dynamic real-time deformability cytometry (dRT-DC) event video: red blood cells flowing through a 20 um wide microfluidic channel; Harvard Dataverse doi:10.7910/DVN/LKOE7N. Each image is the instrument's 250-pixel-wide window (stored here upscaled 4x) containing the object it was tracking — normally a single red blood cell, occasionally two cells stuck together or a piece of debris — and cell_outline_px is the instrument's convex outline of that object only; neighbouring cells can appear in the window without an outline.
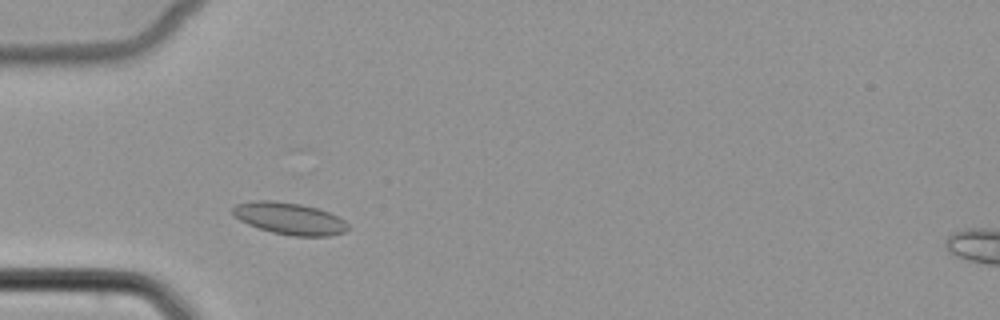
{"species": "common noctule bat (a hibernating species)", "species_latin": "Nyctalus noctula", "temperature_condition": "cold", "stored_images_in_passage": 42, "camera_frame_rate_fps": 3000, "um_per_image_px": 0.085, "animal": {"sex": "female", "body_mass_g": 22.7, "forearm_length_mm": 54.2}, "frame": {"image": 1, "passage_image": 6, "time_ms": 1.667, "image_size_px": [1000, 320], "cell_outline_px": [[348, 228], [344, 232], [328, 236], [292, 236], [272, 232], [248, 224], [240, 220], [232, 212], [232, 208], [236, 204], [256, 200], [272, 200], [300, 204], [320, 208], [344, 220], [348, 224]], "centroid_in_image_um": [24.61, 18.57], "position_along_channel_um": 60.4, "area_um2": 21.33}}
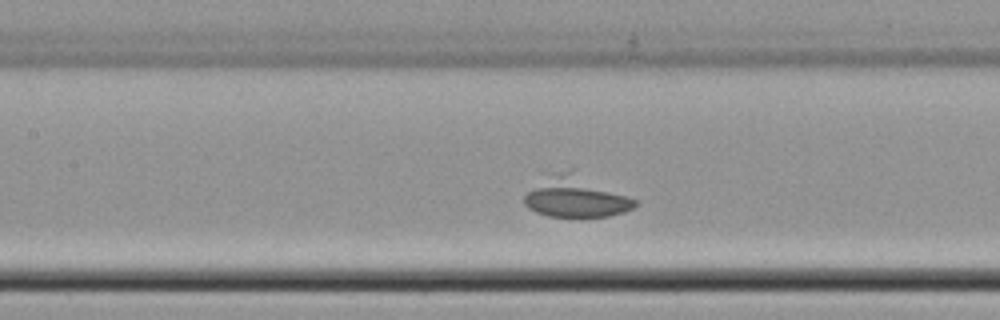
{"frame": {"image": 2, "passage_image": 14, "time_ms": 4.333, "image_size_px": [1000, 320], "cell_outline_px": [[636, 204], [632, 208], [624, 212], [608, 216], [548, 216], [536, 212], [528, 208], [524, 204], [524, 196], [544, 172], [572, 168], [636, 200]], "centroid_in_image_um": [48.87, 16.66], "position_along_channel_um": 158.5, "area_um2": 27.05}}
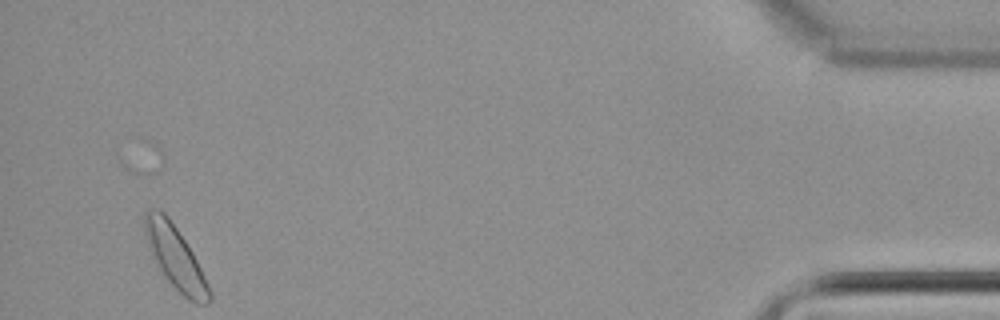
{"frame": {"image": 3, "passage_image": 40, "time_ms": 13.0, "image_size_px": [1000, 320], "cell_outline_px": [[212, 300], [208, 304], [196, 304], [188, 300], [160, 272], [152, 256], [144, 232], [144, 212], [148, 208], [160, 208], [168, 216], [192, 252], [212, 292]], "centroid_in_image_um": [14.89, 21.87], "position_along_channel_um": 420.3, "area_um2": 23.52}}